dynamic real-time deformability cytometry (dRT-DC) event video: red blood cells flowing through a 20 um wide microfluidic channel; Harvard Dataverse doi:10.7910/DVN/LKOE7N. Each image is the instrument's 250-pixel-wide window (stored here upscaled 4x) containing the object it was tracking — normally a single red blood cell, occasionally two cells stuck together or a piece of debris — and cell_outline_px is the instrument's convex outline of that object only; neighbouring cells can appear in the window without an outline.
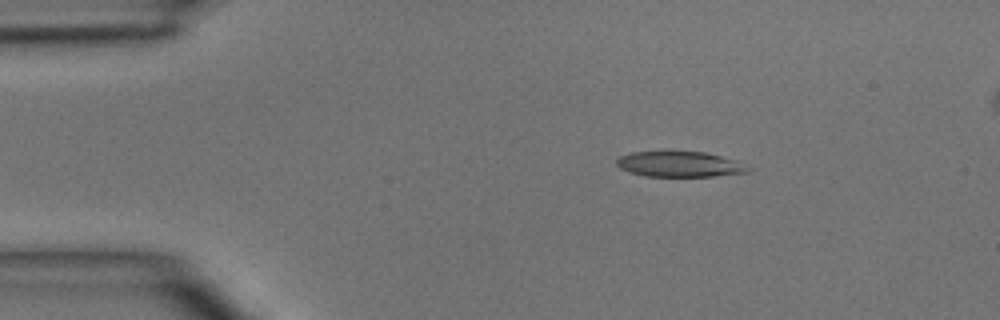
{"species": "common noctule bat (a hibernating species)", "species_latin": "Nyctalus noctula", "temperature_condition": "room temperature", "stored_images_in_passage": 4, "camera_frame_rate_fps": 3000, "um_per_image_px": 0.085, "animal": {"sex": "male", "body_mass_g": 15.6}, "frame": {"image": 1, "passage_image": 1, "time_ms": 0.0, "image_size_px": [1000, 320], "cell_outline_px": [[752, 172], [716, 176], [644, 176], [628, 172], [620, 168], [616, 164], [616, 160], [620, 156], [632, 152], [664, 148], [704, 152], [736, 160], [752, 168]], "centroid_in_image_um": [57.74, 13.91], "position_along_channel_um": 27.3, "area_um2": 20.58}}
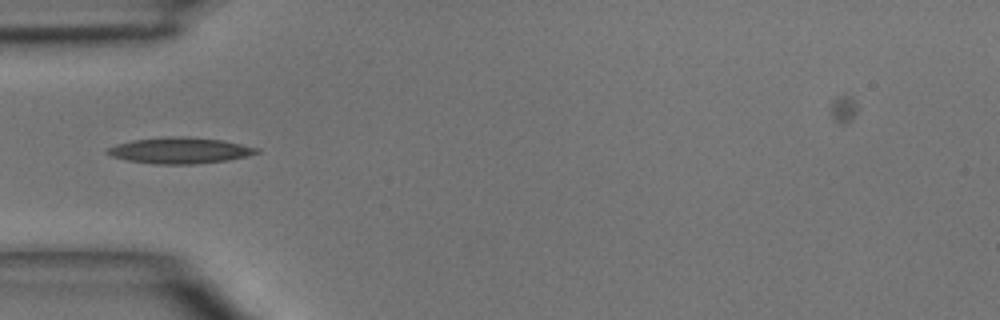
{"frame": {"image": 2, "passage_image": 3, "time_ms": 2.333, "image_size_px": [1000, 320], "cell_outline_px": [[260, 152], [228, 160], [196, 164], [156, 164], [128, 160], [112, 156], [104, 152], [108, 148], [116, 144], [132, 140], [168, 136], [188, 136], [220, 140], [260, 148]], "centroid_in_image_um": [15.27, 12.78], "position_along_channel_um": 69.7, "area_um2": 22.6}}
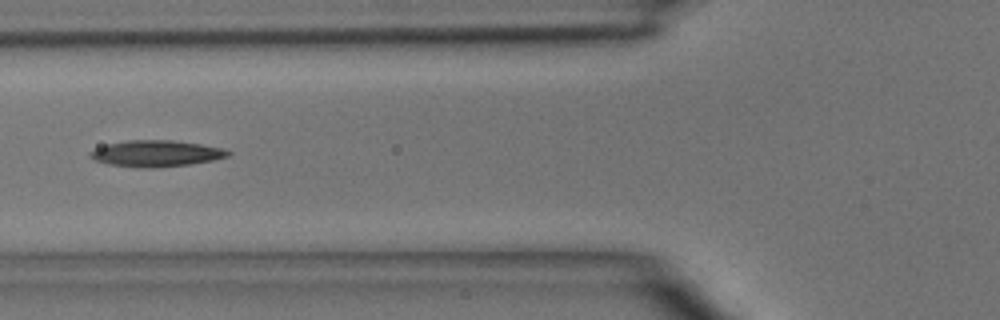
{"frame": {"image": 3, "passage_image": 4, "time_ms": 3.333, "image_size_px": [1000, 320], "cell_outline_px": [[232, 152], [228, 156], [212, 160], [192, 164], [156, 168], [136, 168], [108, 164], [96, 160], [88, 156], [88, 152], [104, 144], [128, 140], [172, 140], [200, 144], [224, 148]], "centroid_in_image_um": [13.25, 13.05], "position_along_channel_um": 112.6, "area_um2": 21.39}}